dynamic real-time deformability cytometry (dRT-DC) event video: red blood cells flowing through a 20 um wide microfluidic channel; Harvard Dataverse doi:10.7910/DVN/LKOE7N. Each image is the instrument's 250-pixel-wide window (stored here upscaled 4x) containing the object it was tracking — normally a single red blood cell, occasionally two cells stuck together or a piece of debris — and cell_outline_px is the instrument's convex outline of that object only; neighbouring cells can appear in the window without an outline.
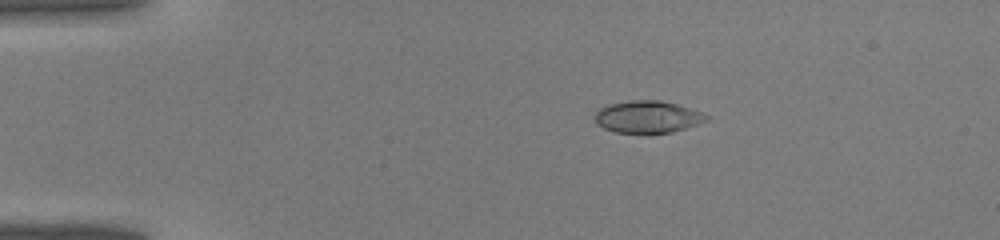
{"species": "common noctule bat (a hibernating species)", "species_latin": "Nyctalus noctula", "temperature_condition": "warm", "stored_images_in_passage": 36, "camera_frame_rate_fps": 3000, "um_per_image_px": 0.085, "animal": {"sex": "male", "body_mass_g": 19.0, "forearm_length_mm": 50.8}, "frame": {"image": 1, "passage_image": 2, "time_ms": 0.333, "image_size_px": [1000, 240], "cell_outline_px": [[708, 120], [672, 132], [616, 132], [604, 128], [596, 124], [596, 112], [600, 108], [608, 104], [632, 100], [660, 100], [676, 104], [700, 112], [708, 116]], "centroid_in_image_um": [55.02, 9.92], "position_along_channel_um": 30.0, "area_um2": 20.4}}
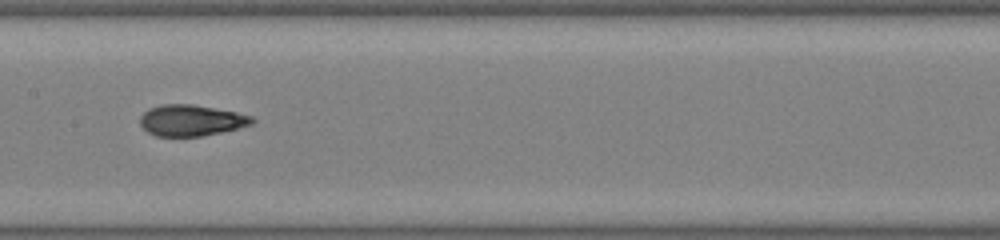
{"frame": {"image": 2, "passage_image": 16, "time_ms": 5.0, "image_size_px": [1000, 240], "cell_outline_px": [[256, 120], [252, 124], [220, 132], [200, 136], [156, 136], [148, 132], [140, 124], [140, 116], [148, 108], [160, 104], [192, 104], [236, 112], [252, 116]], "centroid_in_image_um": [16.22, 10.22], "position_along_channel_um": 191.2, "area_um2": 20.23}}
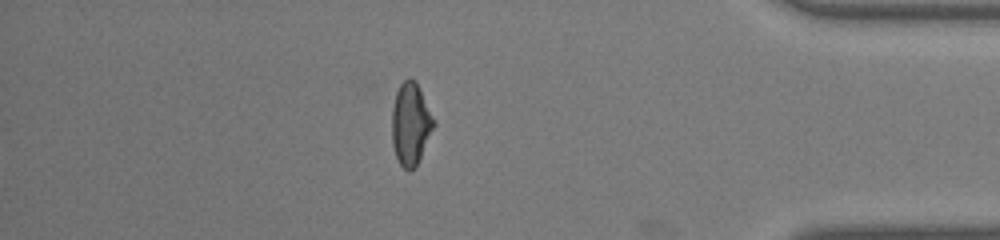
{"frame": {"image": 3, "passage_image": 31, "time_ms": 10.0, "image_size_px": [1000, 240], "cell_outline_px": [[436, 124], [416, 164], [412, 168], [404, 168], [400, 164], [396, 156], [392, 144], [392, 108], [396, 92], [400, 84], [408, 76], [416, 80], [436, 120]], "centroid_in_image_um": [34.91, 10.45], "position_along_channel_um": 400.3, "area_um2": 20.06}}